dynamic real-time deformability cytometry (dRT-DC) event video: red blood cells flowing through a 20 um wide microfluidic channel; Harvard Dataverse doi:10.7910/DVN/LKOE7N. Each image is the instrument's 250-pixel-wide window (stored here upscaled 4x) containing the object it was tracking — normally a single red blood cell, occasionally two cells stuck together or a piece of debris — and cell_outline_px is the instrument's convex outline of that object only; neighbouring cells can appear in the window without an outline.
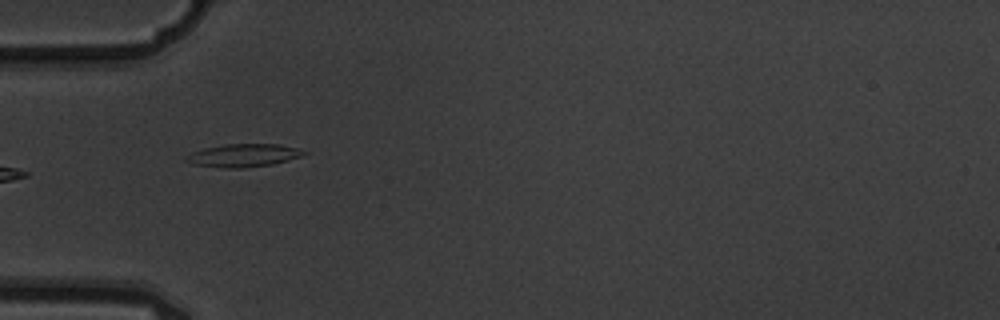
{"species": "common noctule bat (a hibernating species)", "species_latin": "Nyctalus noctula", "temperature_condition": "warm", "stored_images_in_passage": 7, "camera_frame_rate_fps": 3000, "um_per_image_px": 0.085, "animal": {"sex": "male", "body_mass_g": 19.5, "forearm_length_mm": 54.6}, "frame": {"image": 1, "passage_image": 2, "time_ms": 0.333, "image_size_px": [1000, 320], "cell_outline_px": [[308, 152], [304, 156], [272, 164], [244, 168], [224, 168], [192, 164], [184, 160], [184, 156], [192, 152], [204, 148], [224, 144], [280, 144], [296, 148]], "centroid_in_image_um": [20.67, 13.21], "position_along_channel_um": 64.3, "area_um2": 15.9}}
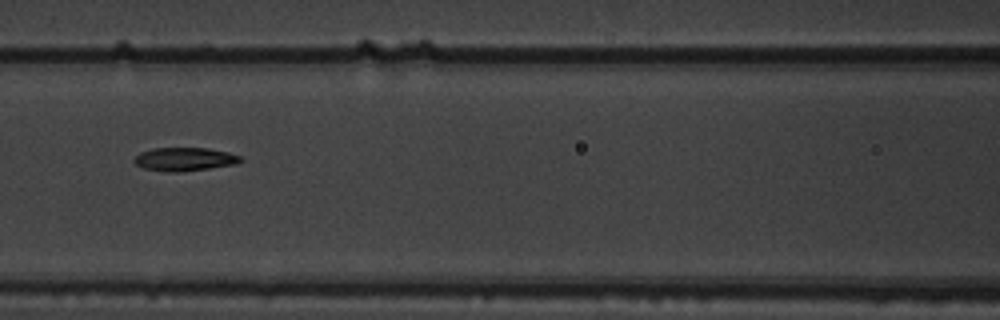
{"frame": {"image": 2, "passage_image": 4, "time_ms": 1.0, "image_size_px": [1000, 320], "cell_outline_px": [[244, 160], [236, 164], [180, 172], [168, 172], [144, 168], [136, 164], [132, 160], [140, 152], [152, 148], [208, 148], [228, 152], [240, 156]], "centroid_in_image_um": [15.69, 13.53], "position_along_channel_um": 150.9, "area_um2": 14.51}}
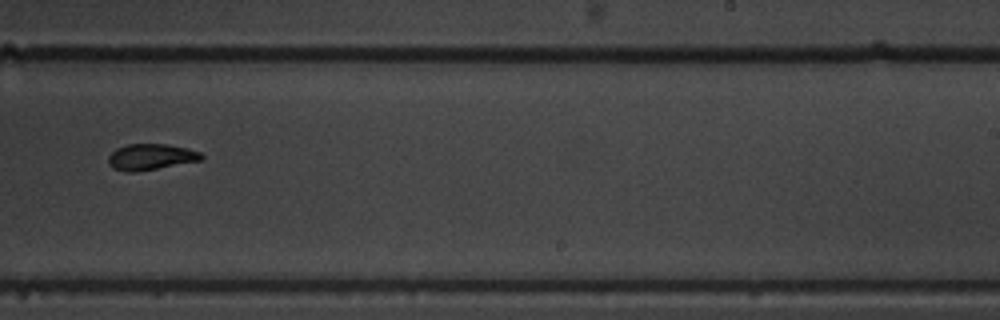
{"frame": {"image": 3, "passage_image": 7, "time_ms": 2.0, "image_size_px": [1000, 320], "cell_outline_px": [[204, 160], [132, 172], [128, 172], [112, 168], [108, 164], [108, 156], [116, 148], [128, 144], [168, 144], [188, 148], [200, 152], [204, 156]], "centroid_in_image_um": [12.83, 13.33], "position_along_channel_um": 276.2, "area_um2": 14.16}}